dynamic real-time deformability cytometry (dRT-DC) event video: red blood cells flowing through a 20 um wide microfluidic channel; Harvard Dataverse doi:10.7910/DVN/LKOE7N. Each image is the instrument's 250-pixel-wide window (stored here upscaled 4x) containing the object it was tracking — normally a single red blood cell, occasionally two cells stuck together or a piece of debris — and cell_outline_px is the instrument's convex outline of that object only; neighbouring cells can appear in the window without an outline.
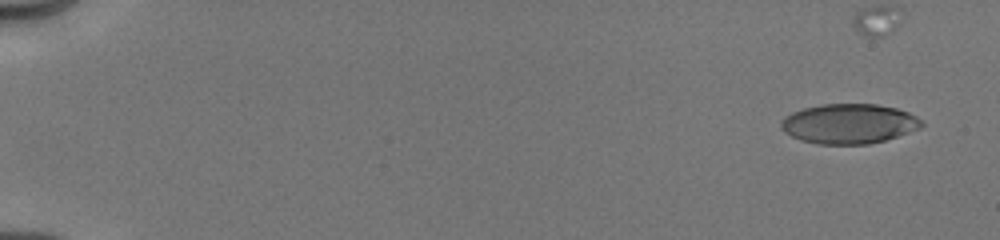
{"species": "human", "species_latin": "Homo sapiens", "temperature_condition": "cold", "stored_images_in_passage": 29, "camera_frame_rate_fps": 3000, "um_per_image_px": 0.085, "donor": {"sex": "male"}, "frame": {"image": 1, "passage_image": 3, "time_ms": 0.667, "image_size_px": [1000, 240], "cell_outline_px": [[924, 124], [920, 128], [884, 140], [868, 144], [820, 144], [800, 140], [784, 132], [780, 128], [780, 120], [784, 116], [792, 112], [804, 108], [820, 104], [876, 104], [896, 108], [908, 112], [916, 116]], "centroid_in_image_um": [72.12, 10.51], "position_along_channel_um": 12.9, "area_um2": 32.6}}
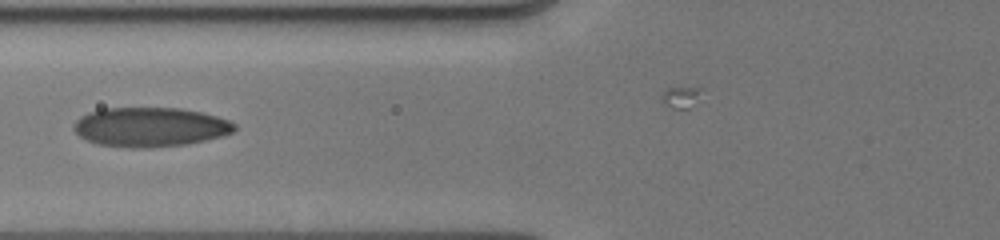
{"frame": {"image": 2, "passage_image": 18, "time_ms": 7.333, "image_size_px": [1000, 240], "cell_outline_px": [[236, 128], [232, 132], [220, 136], [204, 140], [184, 144], [148, 148], [128, 148], [100, 144], [88, 140], [80, 136], [72, 128], [76, 120], [80, 116], [88, 112], [104, 108], [180, 108], [200, 112], [216, 116], [228, 120], [236, 124]], "centroid_in_image_um": [12.73, 10.79], "position_along_channel_um": 113.1, "area_um2": 36.7}}
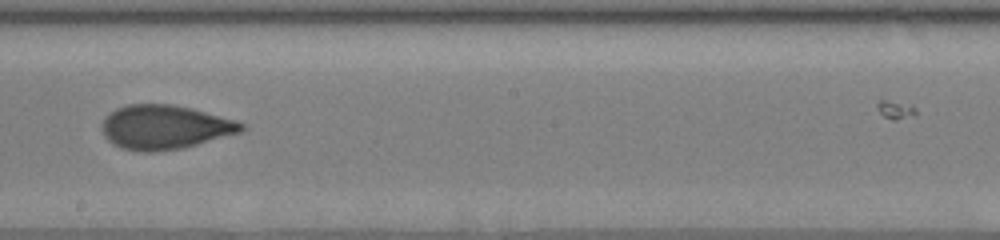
{"frame": {"image": 3, "passage_image": 25, "time_ms": 10.333, "image_size_px": [1000, 240], "cell_outline_px": [[248, 128], [240, 132], [184, 148], [152, 152], [144, 152], [120, 148], [108, 140], [104, 136], [104, 120], [116, 108], [128, 104], [172, 104], [192, 108], [236, 120], [244, 124]], "centroid_in_image_um": [14.05, 10.81], "position_along_channel_um": 234.2, "area_um2": 35.72}}